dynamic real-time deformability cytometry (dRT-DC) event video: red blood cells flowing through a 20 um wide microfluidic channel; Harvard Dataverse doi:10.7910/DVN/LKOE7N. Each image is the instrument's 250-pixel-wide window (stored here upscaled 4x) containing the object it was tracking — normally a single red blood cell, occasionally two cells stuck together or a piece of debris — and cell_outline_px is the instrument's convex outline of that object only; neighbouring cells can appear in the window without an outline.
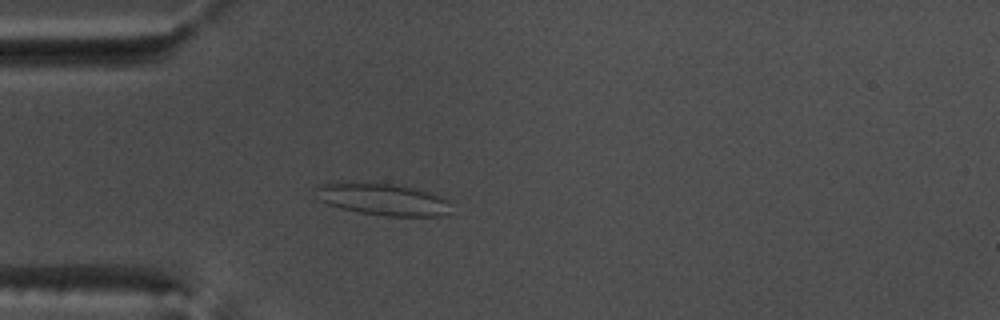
{"species": "common noctule bat (a hibernating species)", "species_latin": "Nyctalus noctula", "temperature_condition": "warm", "stored_images_in_passage": 39, "camera_frame_rate_fps": 3000, "um_per_image_px": 0.085, "animal": {"sex": "male", "body_mass_g": 17.5, "forearm_length_mm": 52.3}, "frame": {"image": 1, "passage_image": 1, "time_ms": 0.0, "image_size_px": [1000, 320], "cell_outline_px": [[448, 212], [440, 216], [384, 216], [360, 212], [340, 208], [328, 204], [320, 200], [316, 188], [324, 184], [336, 180], [344, 180], [392, 184], [412, 188], [440, 196], [448, 200]], "centroid_in_image_um": [32.46, 16.92], "position_along_channel_um": 52.5, "area_um2": 25.14}}
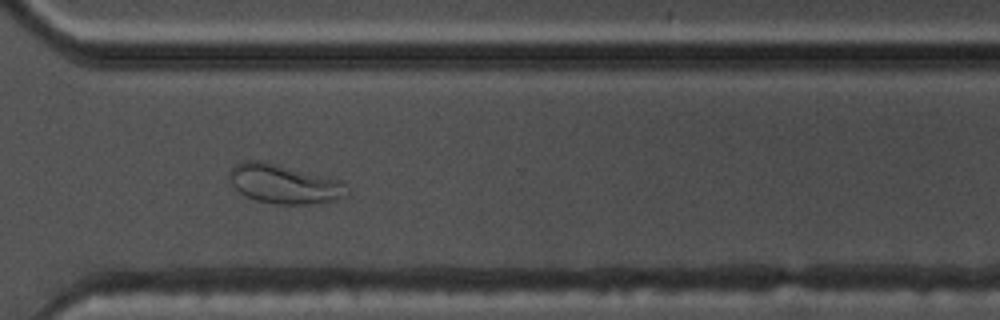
{"frame": {"image": 2, "passage_image": 25, "time_ms": 8.0, "image_size_px": [1000, 320], "cell_outline_px": [[348, 196], [336, 200], [308, 204], [276, 204], [256, 200], [244, 196], [232, 184], [228, 176], [232, 168], [236, 164], [244, 160], [256, 160], [324, 176], [340, 180], [344, 184], [348, 192]], "centroid_in_image_um": [24.14, 15.66], "position_along_channel_um": 346.5, "area_um2": 26.41}}
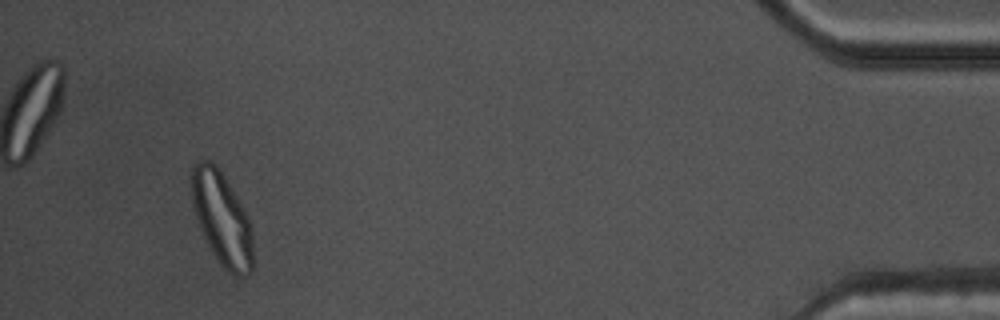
{"frame": {"image": 3, "passage_image": 36, "time_ms": 11.667, "image_size_px": [1000, 320], "cell_outline_px": [[252, 272], [248, 276], [240, 280], [228, 272], [220, 264], [212, 252], [200, 228], [192, 204], [192, 168], [200, 160], [208, 160], [216, 164], [240, 200], [248, 216], [252, 228]], "centroid_in_image_um": [18.9, 18.63], "position_along_channel_um": 416.3, "area_um2": 33.52}, "authors_computed_cell_mechanics": {"area_um2": 22.831, "velocity_mm_per_s": 3.7965, "shape_relaxation_time_tau1_ms": null, "shape_relaxation_time_tau2_ms": 1.1485, "deformation_change_tau1": null, "deformation_change_tau2": 0.0704}}